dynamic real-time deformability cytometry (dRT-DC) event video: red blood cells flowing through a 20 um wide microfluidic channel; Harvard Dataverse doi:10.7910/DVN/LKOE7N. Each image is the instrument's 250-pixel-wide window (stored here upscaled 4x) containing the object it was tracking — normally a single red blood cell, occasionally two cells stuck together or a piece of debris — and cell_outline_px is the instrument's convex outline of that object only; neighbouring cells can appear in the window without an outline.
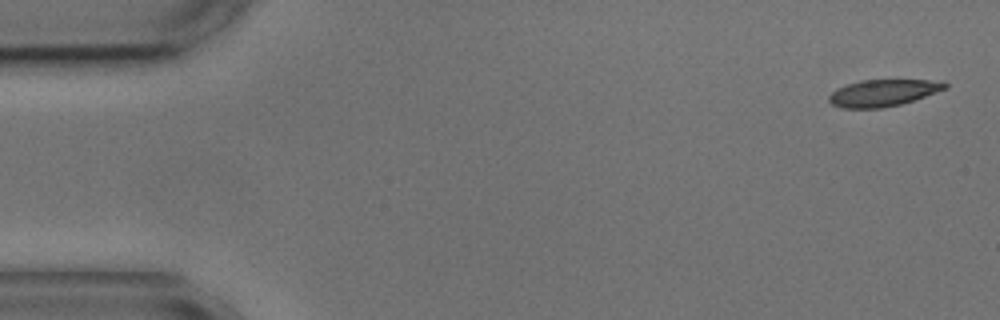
{"species": "common noctule bat (a hibernating species)", "species_latin": "Nyctalus noctula", "temperature_condition": "cold", "stored_images_in_passage": 3, "camera_frame_rate_fps": 3000, "um_per_image_px": 0.085, "animal": {"sex": "male", "body_mass_g": 17.9, "forearm_length_mm": 54.2}, "frame": {"image": 1, "passage_image": 1, "time_ms": 0.0, "image_size_px": [1000, 320], "cell_outline_px": [[948, 88], [900, 104], [880, 108], [844, 108], [832, 104], [828, 100], [828, 96], [836, 88], [860, 80], [944, 80], [948, 84]], "centroid_in_image_um": [75.06, 7.88], "position_along_channel_um": 9.9, "area_um2": 18.03}}